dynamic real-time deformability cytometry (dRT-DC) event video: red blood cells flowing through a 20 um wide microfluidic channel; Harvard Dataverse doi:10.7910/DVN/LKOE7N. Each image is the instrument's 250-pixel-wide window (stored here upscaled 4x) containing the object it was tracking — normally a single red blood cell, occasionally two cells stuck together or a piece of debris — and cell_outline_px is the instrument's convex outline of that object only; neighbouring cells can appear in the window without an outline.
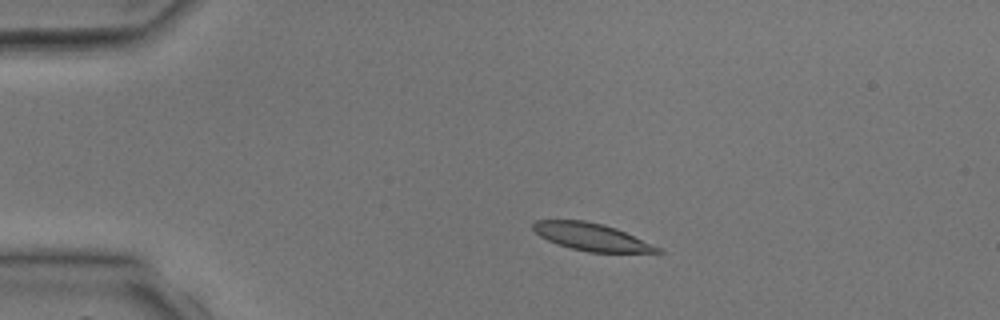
{"species": "common noctule bat (a hibernating species)", "species_latin": "Nyctalus noctula", "temperature_condition": "room temperature", "stored_images_in_passage": 2, "camera_frame_rate_fps": 3000, "um_per_image_px": 0.085, "animal": {"sex": "male", "body_mass_g": 17.9, "forearm_length_mm": 54.2}, "frame": {"image": 1, "passage_image": 1, "time_ms": 0.0, "image_size_px": [1000, 320], "cell_outline_px": [[664, 252], [588, 252], [572, 248], [548, 240], [540, 236], [532, 228], [532, 224], [536, 220], [584, 220], [604, 224], [616, 228], [660, 248]], "centroid_in_image_um": [50.24, 20.12], "position_along_channel_um": 34.8, "area_um2": 19.48}}